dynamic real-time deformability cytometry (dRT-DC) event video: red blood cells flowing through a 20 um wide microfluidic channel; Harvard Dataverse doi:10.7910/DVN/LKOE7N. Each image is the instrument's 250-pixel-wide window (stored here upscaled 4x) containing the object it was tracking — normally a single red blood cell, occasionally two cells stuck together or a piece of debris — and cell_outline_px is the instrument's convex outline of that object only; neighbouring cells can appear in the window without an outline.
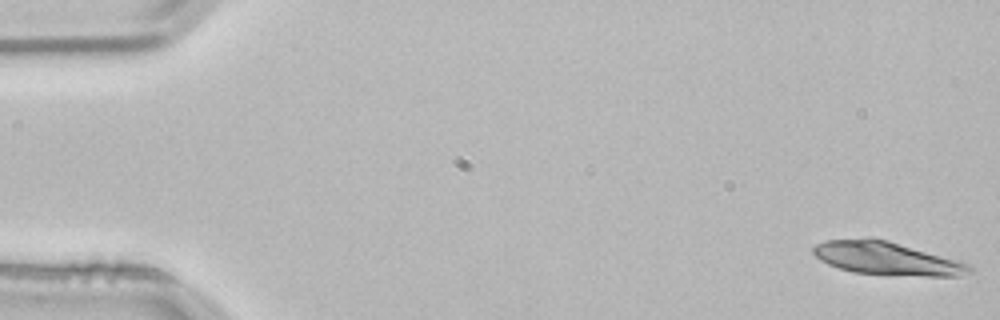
{"species": "common noctule bat (a hibernating species)", "species_latin": "Nyctalus noctula", "temperature_condition": "room temperature", "stored_images_in_passage": 4, "camera_frame_rate_fps": 3000, "um_per_image_px": 0.085, "animal": {"sex": "male", "body_mass_g": 21.5, "forearm_length_mm": 52.0}, "frame": {"image": 1, "passage_image": 1, "time_ms": 0.0, "image_size_px": [1000, 320], "cell_outline_px": [[972, 272], [956, 276], [888, 276], [852, 272], [828, 264], [820, 260], [812, 252], [812, 248], [816, 244], [824, 240], [868, 236], [888, 240], [960, 260], [972, 264]], "centroid_in_image_um": [75.38, 21.96], "position_along_channel_um": 9.6, "area_um2": 31.04}}